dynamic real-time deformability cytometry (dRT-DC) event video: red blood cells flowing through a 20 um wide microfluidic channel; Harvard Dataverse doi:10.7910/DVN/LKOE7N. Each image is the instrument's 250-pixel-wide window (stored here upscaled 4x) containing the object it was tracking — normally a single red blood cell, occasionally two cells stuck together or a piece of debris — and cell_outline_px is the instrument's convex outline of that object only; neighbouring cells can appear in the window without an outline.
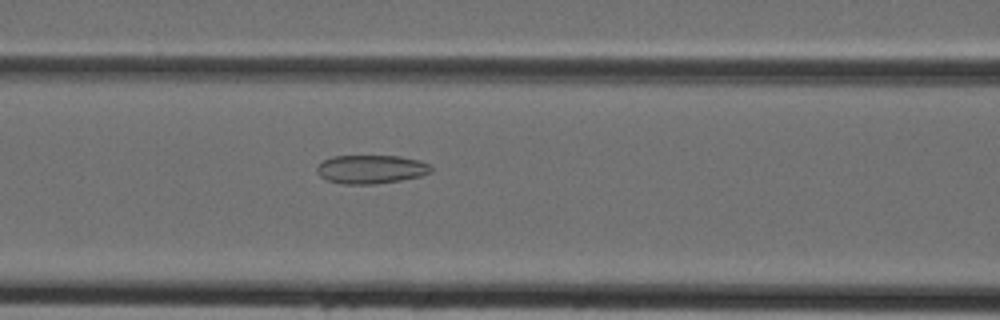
{"species": "Egyptian fruit bat (a non-hibernating species)", "species_latin": "Rousettus aegyptiacus", "temperature_condition": "cold", "stored_images_in_passage": 45, "camera_frame_rate_fps": 3000, "um_per_image_px": 0.085, "animal": {"sex": "female"}, "frame": {"image": 1, "passage_image": 19, "time_ms": 6.0, "image_size_px": [1000, 320], "cell_outline_px": [[432, 172], [420, 176], [400, 180], [376, 184], [344, 184], [328, 180], [320, 176], [316, 172], [316, 168], [324, 160], [332, 156], [400, 156], [420, 160], [432, 164]], "centroid_in_image_um": [31.57, 14.38], "position_along_channel_um": 135.0, "area_um2": 19.13}}
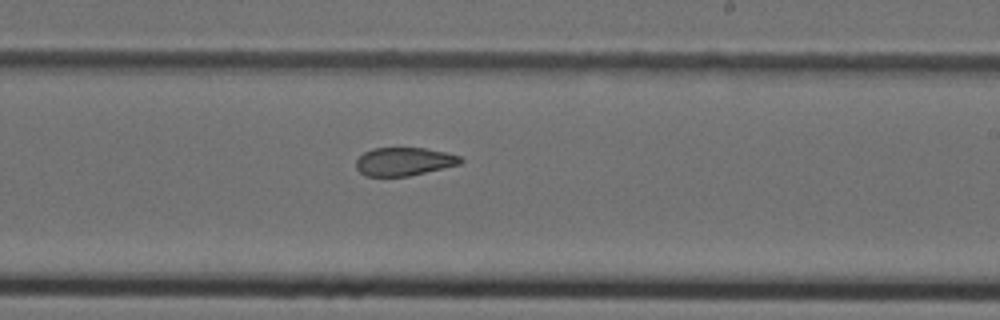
{"frame": {"image": 2, "passage_image": 27, "time_ms": 8.667, "image_size_px": [1000, 320], "cell_outline_px": [[464, 160], [460, 164], [408, 176], [364, 176], [356, 168], [356, 160], [364, 152], [372, 148], [424, 148], [444, 152], [460, 156]], "centroid_in_image_um": [34.32, 13.73], "position_along_channel_um": 254.7, "area_um2": 17.11}}
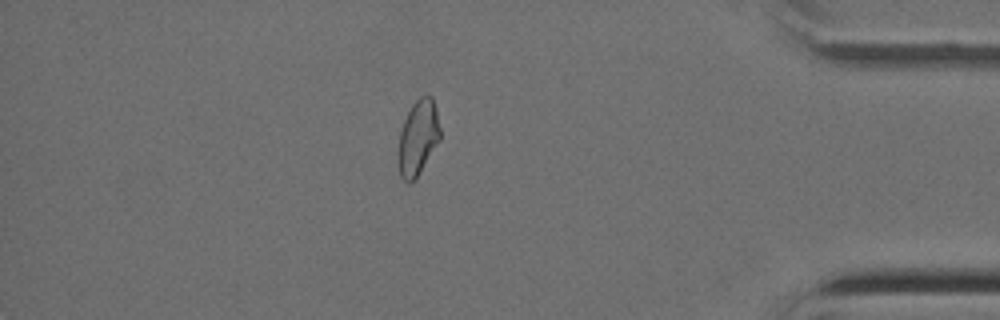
{"frame": {"image": 3, "passage_image": 39, "time_ms": 12.667, "image_size_px": [1000, 320], "cell_outline_px": [[440, 140], [416, 176], [408, 184], [400, 176], [396, 156], [400, 132], [404, 120], [412, 104], [420, 96], [432, 96], [436, 108], [440, 128]], "centroid_in_image_um": [35.5, 11.69], "position_along_channel_um": 399.7, "area_um2": 18.26}}